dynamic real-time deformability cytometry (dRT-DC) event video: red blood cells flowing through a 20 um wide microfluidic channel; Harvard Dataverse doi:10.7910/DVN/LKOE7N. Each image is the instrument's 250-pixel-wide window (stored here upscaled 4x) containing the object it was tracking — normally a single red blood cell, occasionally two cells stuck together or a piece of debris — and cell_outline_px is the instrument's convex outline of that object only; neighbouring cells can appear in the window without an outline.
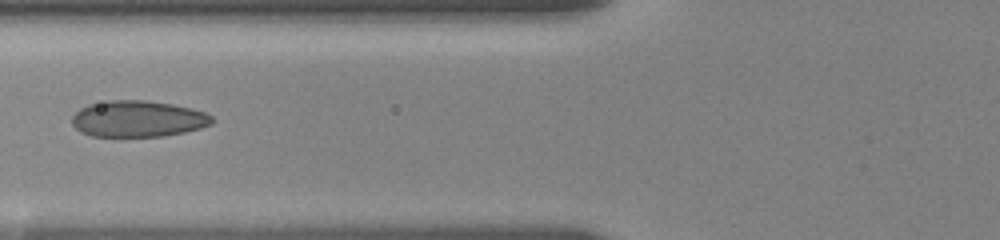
{"species": "human", "species_latin": "Homo sapiens", "temperature_condition": "room temperature", "stored_images_in_passage": 10, "camera_frame_rate_fps": 3000, "um_per_image_px": 0.085, "donor": {"sex": "female"}, "frame": {"image": 1, "passage_image": 4, "time_ms": 1.333, "image_size_px": [1000, 240], "cell_outline_px": [[212, 124], [200, 128], [184, 132], [164, 136], [92, 136], [80, 132], [72, 124], [72, 116], [80, 108], [88, 104], [108, 100], [148, 100], [172, 104], [192, 108], [204, 112], [212, 116]], "centroid_in_image_um": [11.71, 10.09], "position_along_channel_um": 114.1, "area_um2": 29.71}}
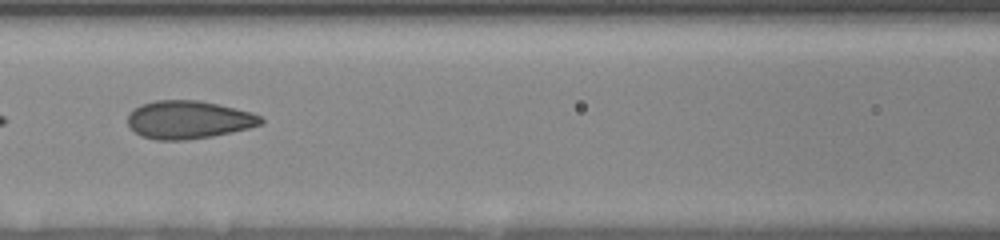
{"frame": {"image": 2, "passage_image": 7, "time_ms": 2.333, "image_size_px": [1000, 240], "cell_outline_px": [[264, 120], [260, 124], [248, 128], [212, 136], [188, 140], [156, 140], [140, 136], [128, 124], [128, 116], [140, 104], [156, 100], [200, 100], [252, 112], [260, 116]], "centroid_in_image_um": [16.02, 10.18], "position_along_channel_um": 150.6, "area_um2": 29.36}}
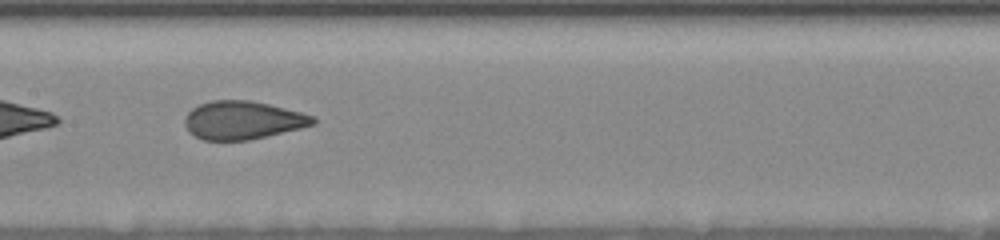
{"frame": {"image": 3, "passage_image": 9, "time_ms": 3.333, "image_size_px": [1000, 240], "cell_outline_px": [[316, 124], [300, 128], [248, 140], [204, 140], [188, 132], [184, 124], [184, 120], [188, 112], [192, 108], [200, 104], [212, 100], [248, 100], [268, 104], [300, 112], [312, 116], [316, 120]], "centroid_in_image_um": [20.59, 10.21], "position_along_channel_um": 186.8, "area_um2": 28.32}}